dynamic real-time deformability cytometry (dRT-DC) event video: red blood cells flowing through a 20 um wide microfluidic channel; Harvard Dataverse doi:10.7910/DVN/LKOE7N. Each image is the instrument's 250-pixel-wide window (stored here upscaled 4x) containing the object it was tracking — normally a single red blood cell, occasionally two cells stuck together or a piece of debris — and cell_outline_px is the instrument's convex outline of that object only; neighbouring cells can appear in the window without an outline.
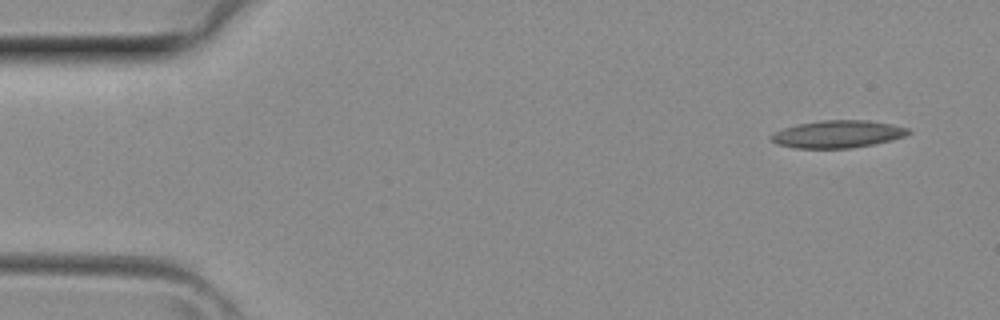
{"species": "common noctule bat (a hibernating species)", "species_latin": "Nyctalus noctula", "temperature_condition": "room temperature", "stored_images_in_passage": 4, "segment_of_instrument_passage": [1, 2], "camera_frame_rate_fps": 3000, "um_per_image_px": 0.085, "animal": {"sex": "female", "body_mass_g": 29.2, "forearm_length_mm": 56.3}, "frame": {"image": 1, "passage_image": 1, "time_ms": 0.0, "image_size_px": [1000, 320], "cell_outline_px": [[912, 132], [904, 136], [892, 140], [852, 148], [796, 148], [776, 144], [768, 136], [772, 132], [796, 124], [820, 120], [868, 120], [892, 124], [908, 128]], "centroid_in_image_um": [71.17, 11.39], "position_along_channel_um": 13.8, "area_um2": 22.08}}
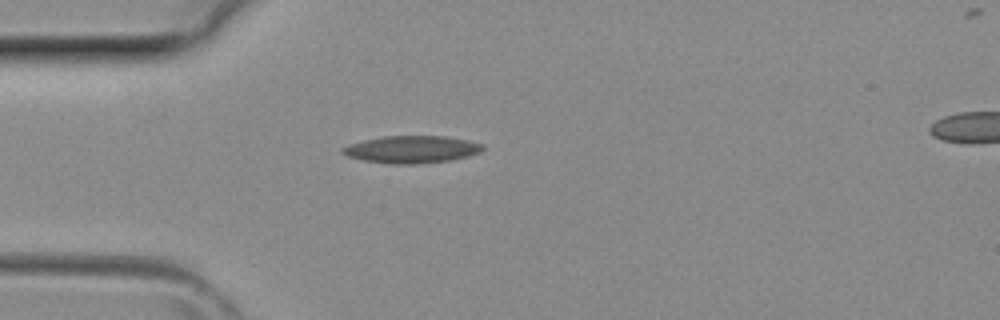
{"frame": {"image": 2, "passage_image": 3, "time_ms": 0.667, "image_size_px": [1000, 320], "cell_outline_px": [[484, 148], [480, 152], [468, 156], [448, 160], [416, 164], [396, 164], [364, 160], [348, 156], [340, 152], [340, 148], [348, 144], [364, 140], [384, 136], [444, 136], [484, 144]], "centroid_in_image_um": [34.96, 12.69], "position_along_channel_um": 50.0, "area_um2": 22.08}}